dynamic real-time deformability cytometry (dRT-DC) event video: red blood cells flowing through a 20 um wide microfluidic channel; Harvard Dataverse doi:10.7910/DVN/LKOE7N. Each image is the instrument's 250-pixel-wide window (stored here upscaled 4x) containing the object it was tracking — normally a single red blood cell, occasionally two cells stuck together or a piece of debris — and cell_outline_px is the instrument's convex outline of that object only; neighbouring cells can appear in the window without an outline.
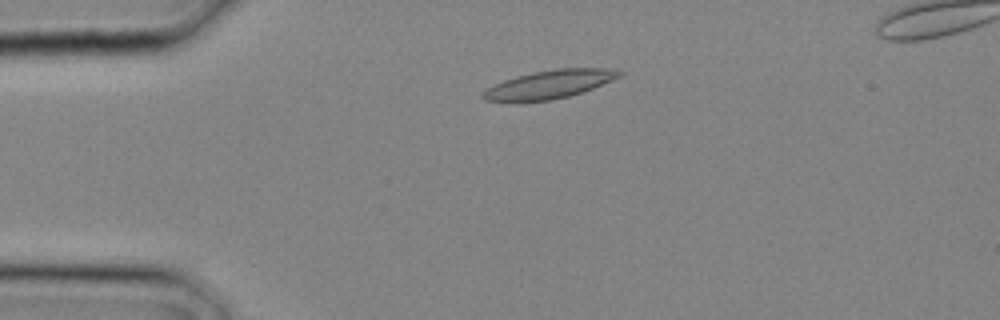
{"species": "common noctule bat (a hibernating species)", "species_latin": "Nyctalus noctula", "temperature_condition": "cold", "stored_images_in_passage": 2, "camera_frame_rate_fps": 3000, "um_per_image_px": 0.085, "animal": {"sex": "male", "body_mass_g": 20.4}, "frame": {"image": 1, "passage_image": 2, "time_ms": 0.333, "image_size_px": [1000, 320], "cell_outline_px": [[624, 72], [620, 76], [612, 80], [592, 88], [568, 96], [552, 100], [484, 100], [480, 96], [488, 88], [504, 80], [516, 76], [556, 68], [604, 68]], "centroid_in_image_um": [46.73, 7.15], "position_along_channel_um": 38.3, "area_um2": 21.73}}